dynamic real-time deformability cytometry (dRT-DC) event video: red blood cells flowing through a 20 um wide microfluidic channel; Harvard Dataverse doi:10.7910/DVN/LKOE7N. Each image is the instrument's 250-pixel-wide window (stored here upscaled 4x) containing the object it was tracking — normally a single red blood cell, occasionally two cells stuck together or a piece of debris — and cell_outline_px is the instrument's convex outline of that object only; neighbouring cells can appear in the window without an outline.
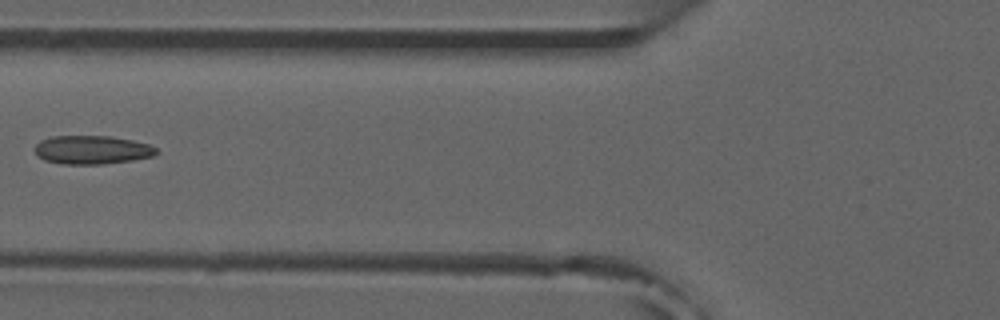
{"species": "common noctule bat (a hibernating species)", "species_latin": "Nyctalus noctula", "temperature_condition": "room temperature", "stored_images_in_passage": 7, "camera_frame_rate_fps": 3000, "um_per_image_px": 0.085, "animal": {"sex": "male", "forearm_length_mm": 52.5}, "frame": {"image": 1, "passage_image": 6, "time_ms": 6.667, "image_size_px": [1000, 320], "cell_outline_px": [[156, 156], [132, 160], [100, 164], [60, 164], [44, 160], [36, 156], [32, 148], [40, 140], [52, 136], [112, 136], [132, 140], [148, 144], [156, 148]], "centroid_in_image_um": [7.76, 12.74], "position_along_channel_um": 118.0, "area_um2": 20.46}}
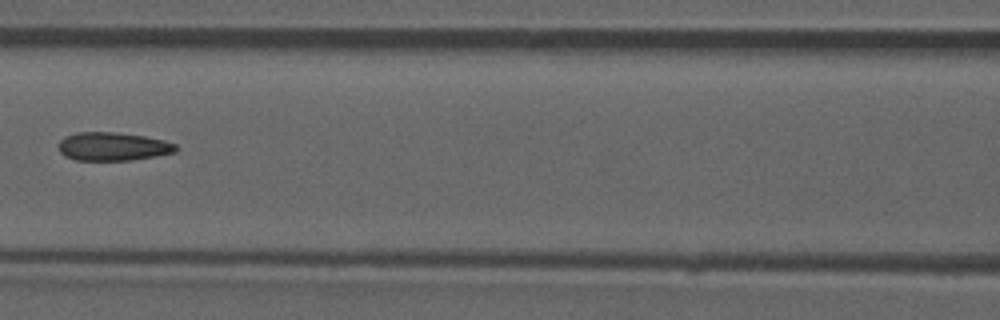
{"frame": {"image": 2, "passage_image": 7, "time_ms": 7.667, "image_size_px": [1000, 320], "cell_outline_px": [[180, 148], [176, 152], [156, 156], [132, 160], [76, 160], [64, 156], [60, 152], [56, 144], [64, 136], [76, 132], [116, 132], [144, 136], [164, 140], [176, 144]], "centroid_in_image_um": [9.58, 12.45], "position_along_channel_um": 157.0, "area_um2": 19.71}}